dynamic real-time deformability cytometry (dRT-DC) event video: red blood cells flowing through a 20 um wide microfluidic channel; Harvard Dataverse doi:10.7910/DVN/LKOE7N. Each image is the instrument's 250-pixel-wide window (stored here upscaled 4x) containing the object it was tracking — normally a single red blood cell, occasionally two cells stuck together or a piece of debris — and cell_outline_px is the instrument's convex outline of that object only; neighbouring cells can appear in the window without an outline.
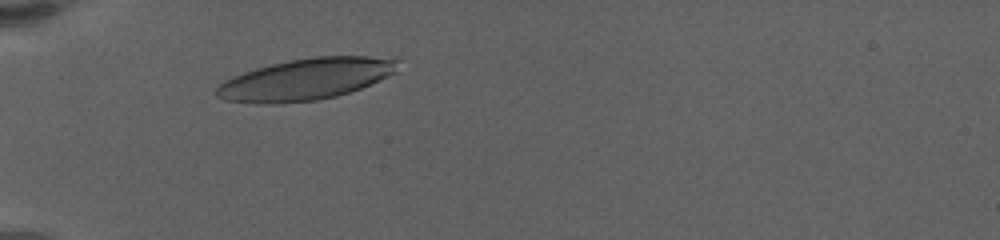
{"species": "human", "species_latin": "Homo sapiens", "temperature_condition": "warm", "stored_images_in_passage": 40, "camera_frame_rate_fps": 3000, "um_per_image_px": 0.085, "donor": {"sex": "female"}, "frame": {"image": 1, "passage_image": 8, "time_ms": 2.333, "image_size_px": [1000, 240], "cell_outline_px": [[400, 60], [396, 72], [388, 76], [360, 88], [336, 96], [316, 100], [272, 104], [256, 104], [224, 100], [216, 96], [216, 88], [224, 80], [232, 76], [256, 68], [288, 60], [312, 56], [396, 56]], "centroid_in_image_um": [26.02, 6.72], "position_along_channel_um": 59.0, "area_um2": 44.22}}
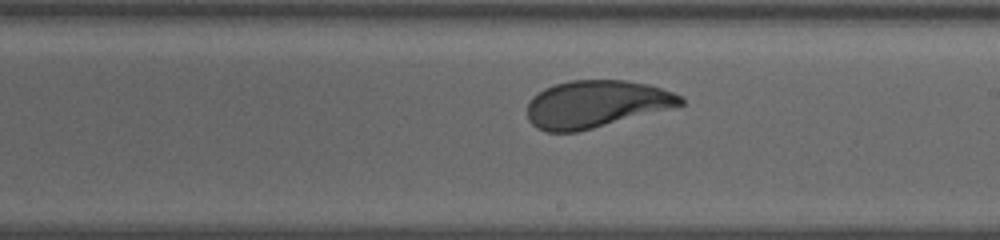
{"frame": {"image": 2, "passage_image": 25, "time_ms": 8.0, "image_size_px": [1000, 240], "cell_outline_px": [[684, 104], [592, 128], [576, 132], [548, 132], [536, 128], [528, 120], [528, 104], [532, 96], [544, 88], [556, 84], [572, 80], [624, 80], [648, 84], [672, 92], [680, 96], [684, 100]], "centroid_in_image_um": [50.61, 8.84], "position_along_channel_um": 238.4, "area_um2": 41.67}}
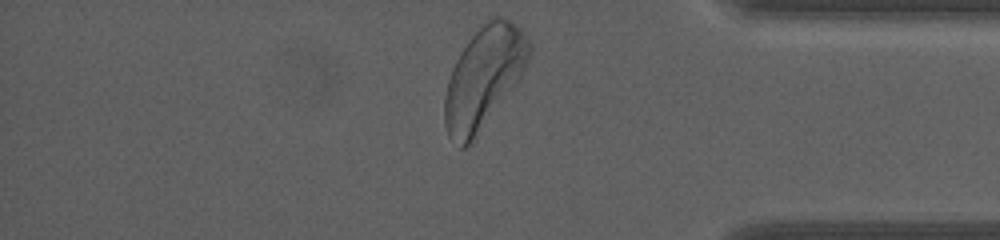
{"frame": {"image": 3, "passage_image": 40, "time_ms": 13.0, "image_size_px": [1000, 240], "cell_outline_px": [[532, 52], [524, 72], [472, 140], [464, 148], [460, 148], [448, 136], [444, 124], [444, 96], [448, 80], [452, 68], [460, 52], [472, 36], [488, 16], [504, 16], [512, 20], [520, 28], [532, 44]], "centroid_in_image_um": [41.13, 6.51], "position_along_channel_um": 394.1, "area_um2": 49.71}, "authors_computed_cell_mechanics": {"area_um2": 43.2055, "velocity_mm_per_s": 3.4225, "shape_relaxation_time_tau1_ms": 2.9667, "shape_relaxation_time_tau2_ms": 1.0647, "deformation_change_tau1": 0.1479, "deformation_change_tau2": 0.0826}}